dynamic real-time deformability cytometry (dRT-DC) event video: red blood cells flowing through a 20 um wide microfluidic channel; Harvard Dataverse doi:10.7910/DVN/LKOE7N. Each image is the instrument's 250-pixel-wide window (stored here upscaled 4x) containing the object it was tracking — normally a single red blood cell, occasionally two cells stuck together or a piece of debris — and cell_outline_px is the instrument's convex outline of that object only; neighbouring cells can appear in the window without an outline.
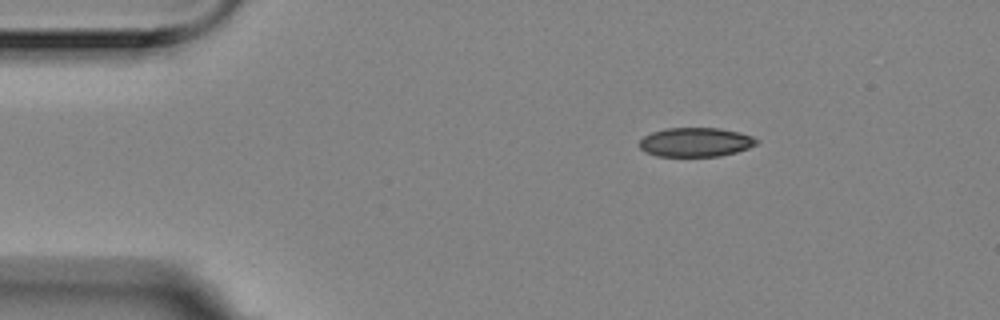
{"species": "Egyptian fruit bat (a non-hibernating species)", "species_latin": "Rousettus aegyptiacus", "temperature_condition": "room temperature", "stored_images_in_passage": 3, "camera_frame_rate_fps": 3000, "um_per_image_px": 0.085, "animal": {"sex": "female"}, "frame": {"image": 1, "passage_image": 1, "time_ms": 0.0, "image_size_px": [1000, 320], "cell_outline_px": [[760, 140], [756, 144], [748, 148], [736, 152], [720, 156], [656, 156], [644, 152], [640, 148], [640, 140], [644, 136], [652, 132], [664, 128], [720, 128], [740, 132], [752, 136]], "centroid_in_image_um": [59.13, 12.08], "position_along_channel_um": 25.9, "area_um2": 20.0}}